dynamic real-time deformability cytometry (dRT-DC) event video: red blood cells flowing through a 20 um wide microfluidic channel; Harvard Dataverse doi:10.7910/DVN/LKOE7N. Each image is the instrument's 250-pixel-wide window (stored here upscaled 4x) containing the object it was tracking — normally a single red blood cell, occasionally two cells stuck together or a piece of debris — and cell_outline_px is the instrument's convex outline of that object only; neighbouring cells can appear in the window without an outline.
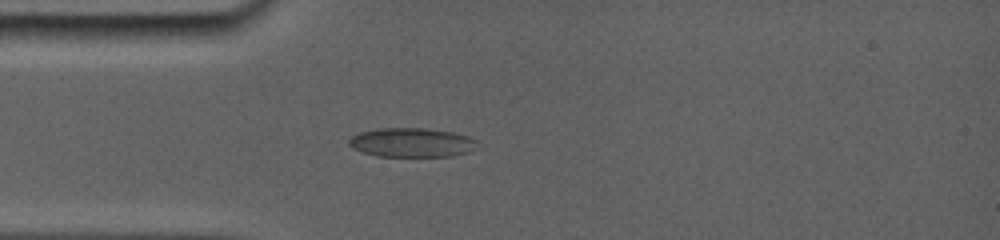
{"species": "common noctule bat (a hibernating species)", "species_latin": "Nyctalus noctula", "temperature_condition": "room temperature", "stored_images_in_passage": 5, "camera_frame_rate_fps": 5000, "um_per_image_px": 0.085, "animal": {"sex": "female", "body_mass_g": 19.0, "forearm_length_mm": 56.7}, "frame": {"image": 1, "passage_image": 5, "time_ms": 3.4, "image_size_px": [1000, 240], "cell_outline_px": [[468, 140], [464, 152], [452, 156], [376, 156], [364, 152], [348, 144], [348, 140], [352, 136], [364, 132], [384, 128], [420, 128], [448, 132], [464, 136]], "centroid_in_image_um": [34.77, 12.12], "position_along_channel_um": 50.2, "area_um2": 20.23}}